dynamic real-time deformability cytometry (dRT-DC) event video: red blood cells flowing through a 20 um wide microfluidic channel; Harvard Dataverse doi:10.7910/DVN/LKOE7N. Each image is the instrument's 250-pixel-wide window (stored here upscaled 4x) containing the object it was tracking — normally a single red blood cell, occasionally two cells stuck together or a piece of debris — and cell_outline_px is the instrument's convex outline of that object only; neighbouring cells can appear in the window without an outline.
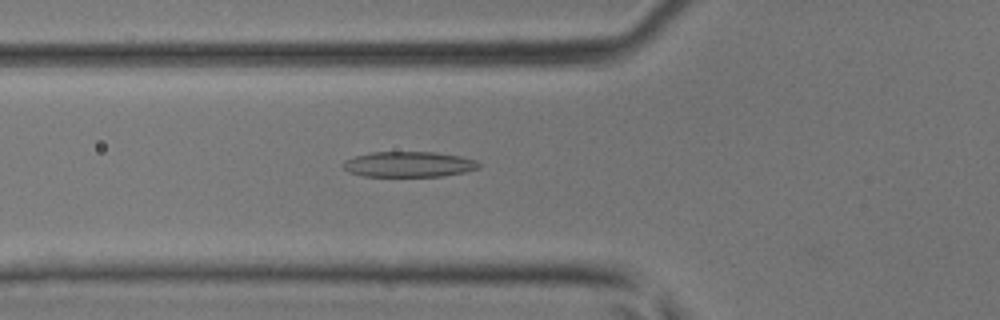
{"species": "common noctule bat (a hibernating species)", "species_latin": "Nyctalus noctula", "temperature_condition": "room temperature", "stored_images_in_passage": 32, "camera_frame_rate_fps": 3000, "um_per_image_px": 0.085, "animal": {"sex": "male", "body_mass_g": 17.9, "forearm_length_mm": 54.2}, "frame": {"image": 1, "passage_image": 3, "time_ms": 0.667, "image_size_px": [1000, 320], "cell_outline_px": [[480, 168], [464, 172], [444, 176], [364, 176], [348, 172], [340, 164], [344, 160], [356, 156], [372, 152], [436, 152], [460, 156], [476, 160], [480, 164]], "centroid_in_image_um": [34.74, 13.96], "position_along_channel_um": 91.1, "area_um2": 20.23}}
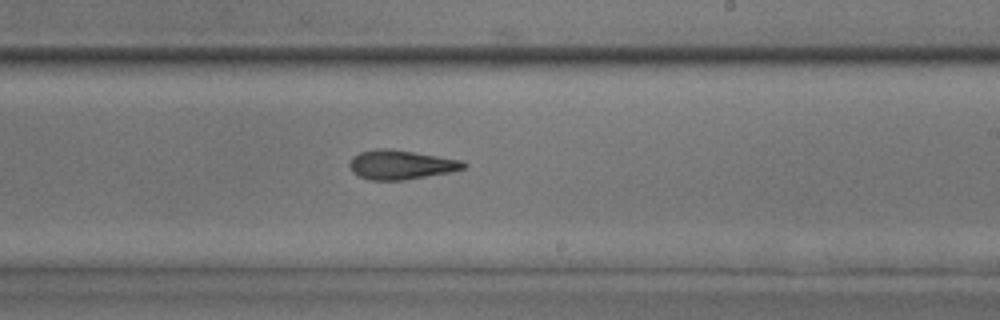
{"frame": {"image": 2, "passage_image": 14, "time_ms": 4.333, "image_size_px": [1000, 320], "cell_outline_px": [[468, 164], [464, 168], [452, 172], [404, 180], [368, 180], [352, 172], [348, 164], [352, 156], [360, 152], [376, 148], [388, 148], [464, 160]], "centroid_in_image_um": [34.08, 14.0], "position_along_channel_um": 254.9, "area_um2": 19.65}}
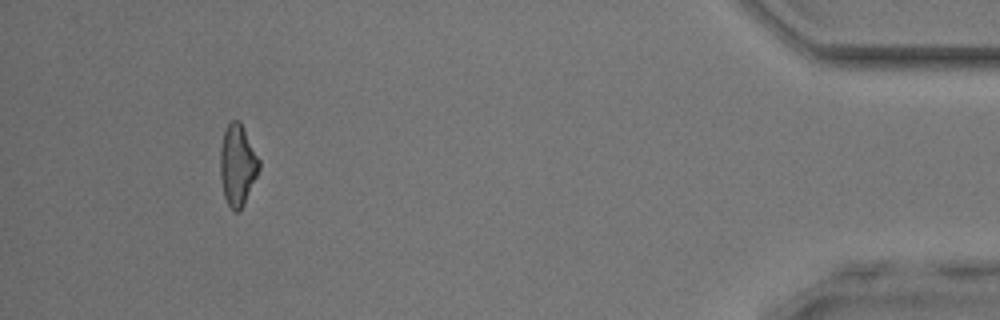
{"frame": {"image": 3, "passage_image": 29, "time_ms": 9.333, "image_size_px": [1000, 320], "cell_outline_px": [[260, 168], [244, 204], [240, 212], [232, 212], [224, 196], [220, 176], [220, 148], [224, 132], [228, 124], [232, 120], [240, 120], [260, 160]], "centroid_in_image_um": [20.19, 14.05], "position_along_channel_um": 415.0, "area_um2": 18.5}}